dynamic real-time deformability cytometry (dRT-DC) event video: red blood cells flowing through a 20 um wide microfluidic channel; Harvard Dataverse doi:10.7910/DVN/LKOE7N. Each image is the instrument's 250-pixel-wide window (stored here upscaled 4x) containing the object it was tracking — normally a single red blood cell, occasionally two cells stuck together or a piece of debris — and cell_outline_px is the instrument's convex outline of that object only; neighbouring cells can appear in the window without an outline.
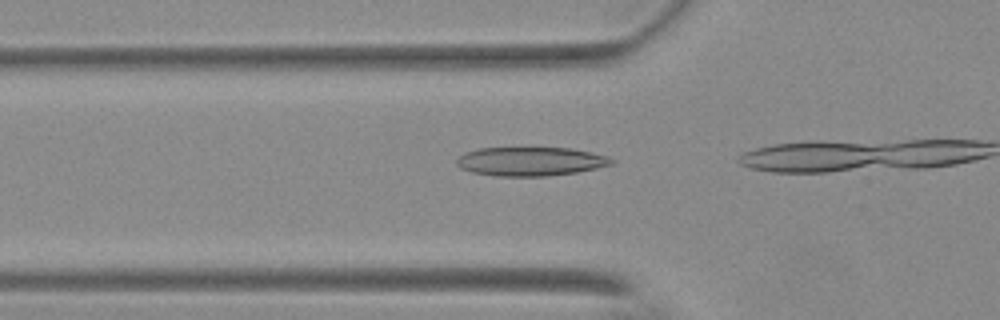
{"species": "Egyptian fruit bat (a non-hibernating species)", "species_latin": "Rousettus aegyptiacus", "temperature_condition": "warm", "stored_images_in_passage": 4, "camera_frame_rate_fps": 3000, "um_per_image_px": 0.085, "animal": {"sex": "female"}, "frame": {"image": 1, "passage_image": 2, "time_ms": 0.333, "image_size_px": [1000, 320], "cell_outline_px": [[616, 160], [612, 164], [596, 168], [576, 172], [544, 176], [492, 176], [472, 172], [460, 168], [456, 164], [456, 160], [460, 156], [468, 152], [480, 148], [572, 148], [592, 152]], "centroid_in_image_um": [45.08, 13.72], "position_along_channel_um": 80.7, "area_um2": 25.89}}